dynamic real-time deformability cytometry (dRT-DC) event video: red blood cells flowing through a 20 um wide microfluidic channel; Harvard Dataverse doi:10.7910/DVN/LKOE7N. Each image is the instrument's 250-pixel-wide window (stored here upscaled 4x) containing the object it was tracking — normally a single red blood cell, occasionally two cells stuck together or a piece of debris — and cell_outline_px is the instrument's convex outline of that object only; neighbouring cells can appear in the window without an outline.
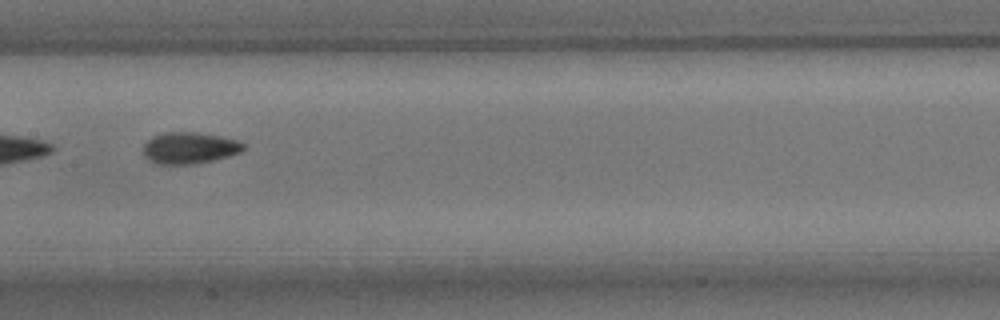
{"species": "common noctule bat (a hibernating species)", "species_latin": "Nyctalus noctula", "temperature_condition": "room temperature", "stored_images_in_passage": 36, "camera_frame_rate_fps": 3000, "um_per_image_px": 0.085, "animal": {"sex": "male", "body_mass_g": 15.6}, "frame": {"image": 1, "passage_image": 11, "time_ms": 3.333, "image_size_px": [1000, 320], "cell_outline_px": [[244, 148], [240, 152], [228, 156], [212, 160], [192, 164], [156, 164], [148, 160], [144, 156], [144, 144], [152, 136], [164, 132], [196, 132], [220, 136], [236, 140], [244, 144]], "centroid_in_image_um": [16.06, 12.57], "position_along_channel_um": 191.3, "area_um2": 18.32}}